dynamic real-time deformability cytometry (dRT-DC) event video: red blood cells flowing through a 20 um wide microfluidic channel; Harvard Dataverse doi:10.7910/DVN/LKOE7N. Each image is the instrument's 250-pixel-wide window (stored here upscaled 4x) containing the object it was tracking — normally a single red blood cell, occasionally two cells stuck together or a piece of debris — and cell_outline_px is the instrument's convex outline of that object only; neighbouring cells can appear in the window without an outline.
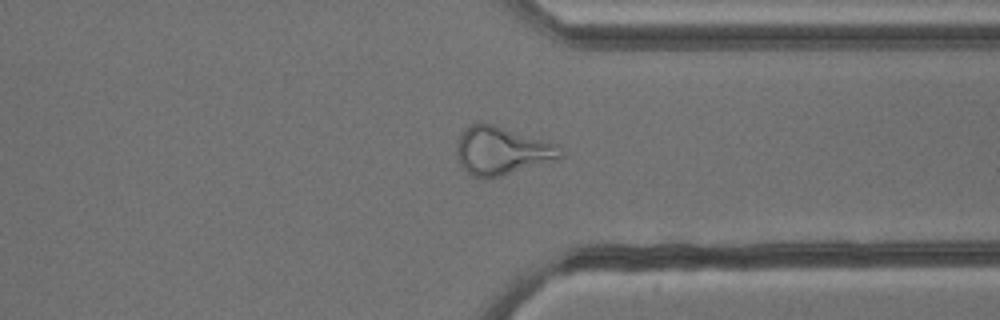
{"species": "common noctule bat (a hibernating species)", "species_latin": "Nyctalus noctula", "temperature_condition": "cold", "stored_images_in_passage": 54, "camera_frame_rate_fps": 3000, "um_per_image_px": 0.085, "animal": {"sex": "male", "body_mass_g": 13.3}, "frame": {"image": 1, "passage_image": 41, "time_ms": 13.333, "image_size_px": [1000, 320], "cell_outline_px": [[564, 156], [560, 160], [500, 176], [472, 176], [464, 168], [456, 152], [456, 144], [460, 136], [472, 124], [492, 124], [544, 140], [556, 144], [564, 152]], "centroid_in_image_um": [42.73, 12.83], "position_along_channel_um": 368.7, "area_um2": 28.5}}
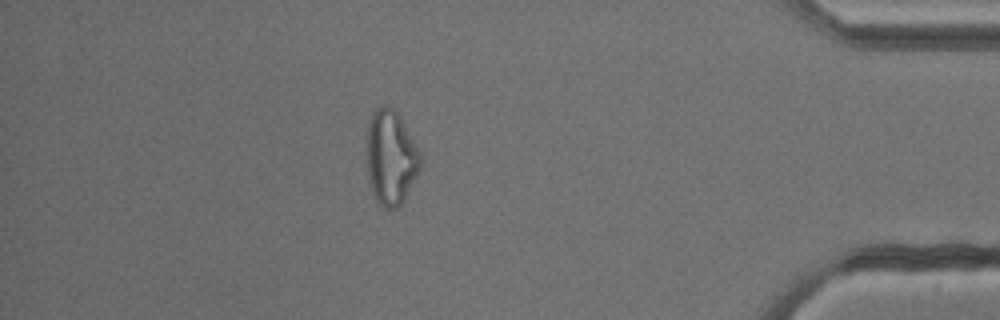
{"frame": {"image": 2, "passage_image": 47, "time_ms": 15.333, "image_size_px": [1000, 320], "cell_outline_px": [[420, 168], [404, 200], [396, 208], [384, 208], [376, 200], [368, 180], [368, 128], [372, 112], [380, 104], [384, 104], [396, 108], [420, 152]], "centroid_in_image_um": [33.23, 13.35], "position_along_channel_um": 402.0, "area_um2": 29.42}, "authors_computed_cell_mechanics": {"area_um2": 29.3046, "velocity_mm_per_s": 3.8356, "shape_relaxation_time_tau1_ms": null, "shape_relaxation_time_tau2_ms": 4.1265, "deformation_change_tau1": null, "deformation_change_tau2": 0.1514}}